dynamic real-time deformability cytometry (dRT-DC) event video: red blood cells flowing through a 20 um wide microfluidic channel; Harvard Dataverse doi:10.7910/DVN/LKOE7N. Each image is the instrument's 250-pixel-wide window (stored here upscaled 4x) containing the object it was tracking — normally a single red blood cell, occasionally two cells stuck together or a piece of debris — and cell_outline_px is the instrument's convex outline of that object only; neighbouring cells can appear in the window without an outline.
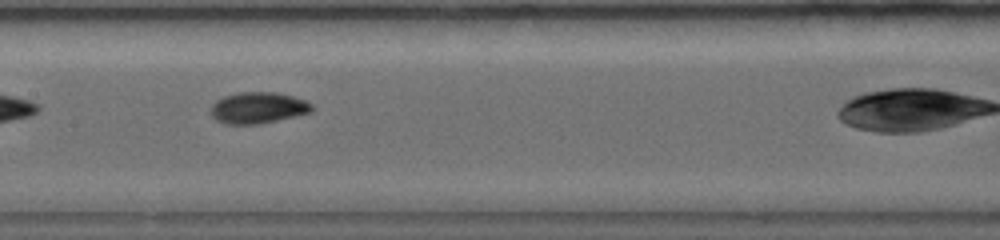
{"species": "common noctule bat (a hibernating species)", "species_latin": "Nyctalus noctula", "temperature_condition": "warm", "stored_images_in_passage": 10, "camera_frame_rate_fps": 5000, "um_per_image_px": 0.085, "animal": {"sex": "female", "body_mass_g": 19.0, "forearm_length_mm": 56.7}, "frame": {"image": 1, "passage_image": 6, "time_ms": 3.6, "image_size_px": [1000, 240], "cell_outline_px": [[316, 108], [312, 112], [296, 116], [260, 124], [224, 124], [216, 120], [212, 116], [212, 104], [216, 100], [224, 96], [236, 92], [276, 92], [292, 96], [304, 100], [312, 104]], "centroid_in_image_um": [21.95, 9.16], "position_along_channel_um": 185.4, "area_um2": 18.61}}